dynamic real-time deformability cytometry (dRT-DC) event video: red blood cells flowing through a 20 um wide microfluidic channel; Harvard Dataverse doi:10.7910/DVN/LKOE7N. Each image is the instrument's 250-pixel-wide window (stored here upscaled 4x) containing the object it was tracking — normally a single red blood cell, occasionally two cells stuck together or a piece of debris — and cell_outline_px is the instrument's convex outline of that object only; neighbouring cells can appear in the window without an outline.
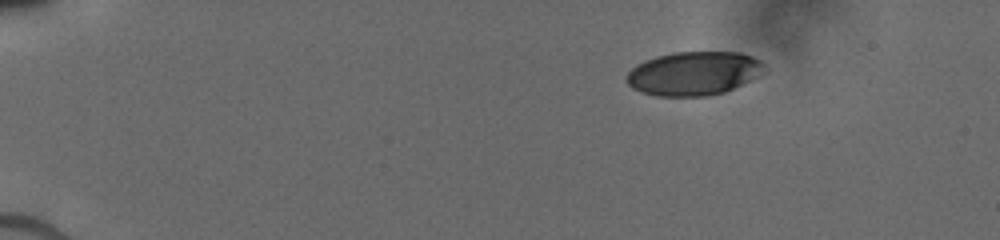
{"species": "human", "species_latin": "Homo sapiens", "temperature_condition": "cold", "stored_images_in_passage": 7, "camera_frame_rate_fps": 3000, "um_per_image_px": 0.085, "donor": {"sex": "male"}, "frame": {"image": 1, "passage_image": 1, "time_ms": 0.0, "image_size_px": [1000, 240], "cell_outline_px": [[764, 64], [748, 80], [724, 92], [708, 96], [656, 96], [640, 92], [632, 88], [624, 80], [628, 72], [636, 64], [644, 60], [656, 56], [676, 52], [740, 52], [752, 56], [760, 60]], "centroid_in_image_um": [58.84, 6.24], "position_along_channel_um": 26.2, "area_um2": 34.68}}
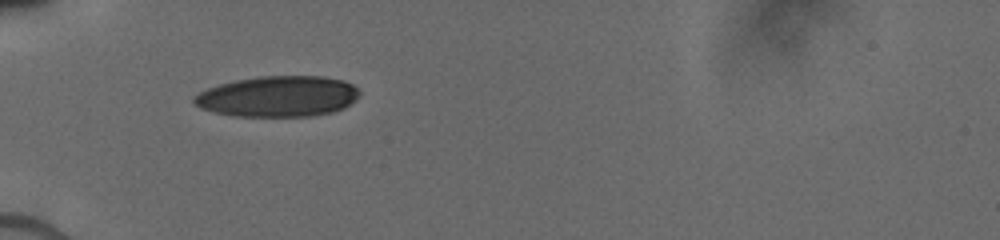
{"frame": {"image": 2, "passage_image": 6, "time_ms": 3.333, "image_size_px": [1000, 240], "cell_outline_px": [[360, 96], [356, 100], [344, 108], [332, 112], [312, 116], [232, 116], [200, 108], [192, 100], [192, 96], [208, 88], [220, 84], [236, 80], [260, 76], [324, 76], [344, 80], [352, 84], [360, 92]], "centroid_in_image_um": [23.66, 8.19], "position_along_channel_um": 61.3, "area_um2": 39.48}}